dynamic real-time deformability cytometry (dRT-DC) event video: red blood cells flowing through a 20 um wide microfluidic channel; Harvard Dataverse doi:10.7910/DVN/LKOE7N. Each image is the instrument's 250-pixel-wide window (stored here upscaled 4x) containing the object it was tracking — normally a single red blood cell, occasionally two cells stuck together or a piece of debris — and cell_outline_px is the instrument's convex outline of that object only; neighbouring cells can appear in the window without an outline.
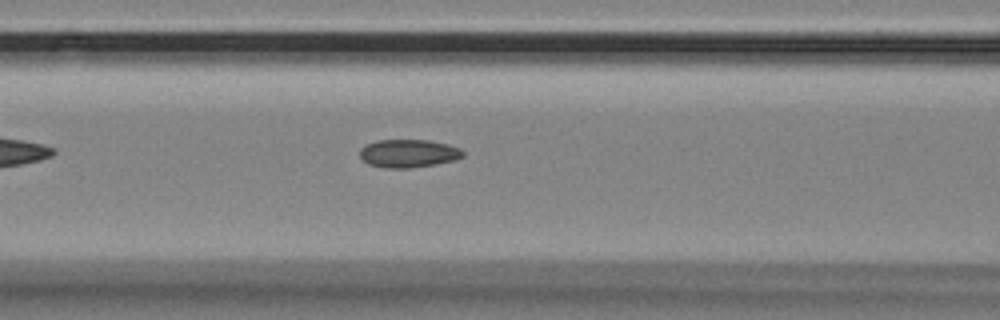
{"species": "Egyptian fruit bat (a non-hibernating species)", "species_latin": "Rousettus aegyptiacus", "temperature_condition": "room temperature", "stored_images_in_passage": 41, "camera_frame_rate_fps": 3000, "um_per_image_px": 0.085, "animal": {"sex": "female"}, "frame": {"image": 1, "passage_image": 7, "time_ms": 2.0, "image_size_px": [1000, 320], "cell_outline_px": [[464, 156], [456, 160], [436, 164], [408, 168], [384, 168], [368, 164], [360, 156], [360, 148], [368, 144], [380, 140], [428, 140], [448, 144], [460, 148], [464, 152]], "centroid_in_image_um": [34.75, 13.04], "position_along_channel_um": 131.9, "area_um2": 16.88}}
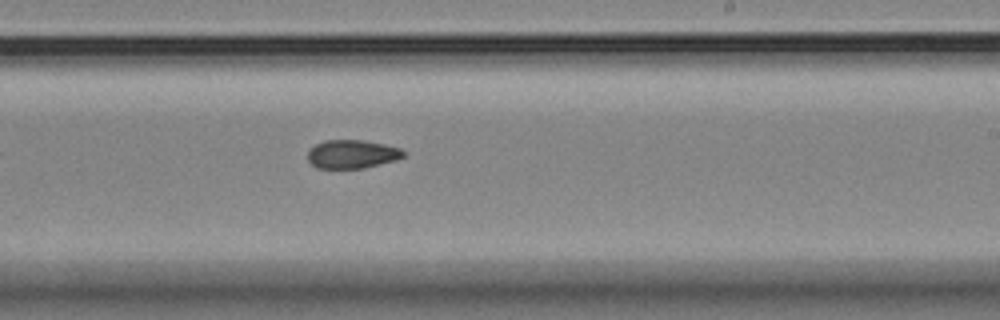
{"frame": {"image": 2, "passage_image": 18, "time_ms": 5.667, "image_size_px": [1000, 320], "cell_outline_px": [[404, 156], [396, 160], [364, 168], [316, 168], [308, 160], [308, 152], [316, 144], [324, 140], [364, 140], [384, 144], [400, 148], [404, 152]], "centroid_in_image_um": [29.93, 13.1], "position_along_channel_um": 259.1, "area_um2": 15.84}}
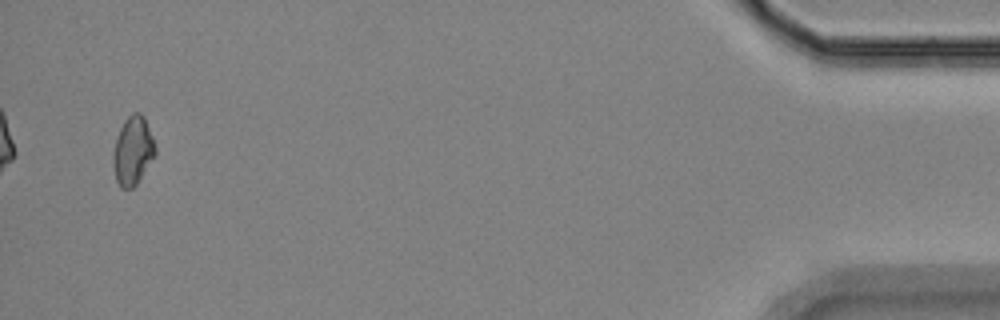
{"frame": {"image": 3, "passage_image": 39, "time_ms": 12.667, "image_size_px": [1000, 320], "cell_outline_px": [[156, 156], [136, 184], [132, 188], [120, 188], [116, 180], [112, 164], [112, 152], [120, 128], [124, 120], [132, 112], [140, 112], [144, 116], [156, 148]], "centroid_in_image_um": [11.28, 12.82], "position_along_channel_um": 423.9, "area_um2": 16.94}, "authors_computed_cell_mechanics": {"area_um2": 16.2996, "velocity_mm_per_s": 3.4752, "shape_relaxation_time_tau1_ms": null, "shape_relaxation_time_tau2_ms": 6.2953, "deformation_change_tau1": null, "deformation_change_tau2": 0.0947}}